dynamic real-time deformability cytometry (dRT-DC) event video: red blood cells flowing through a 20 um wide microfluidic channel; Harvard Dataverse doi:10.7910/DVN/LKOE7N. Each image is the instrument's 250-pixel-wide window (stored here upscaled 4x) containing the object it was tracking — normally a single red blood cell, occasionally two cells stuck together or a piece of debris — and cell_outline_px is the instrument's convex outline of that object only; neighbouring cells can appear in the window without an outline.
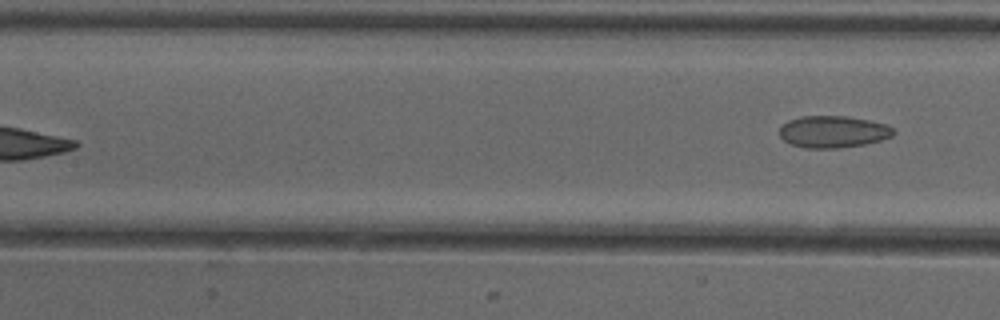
{"species": "common noctule bat (a hibernating species)", "species_latin": "Nyctalus noctula", "temperature_condition": "cold", "stored_images_in_passage": 7, "segment_of_instrument_passage": [2, 2], "camera_frame_rate_fps": 3000, "um_per_image_px": 0.085, "animal": {"sex": "female"}, "frame": {"image": 1, "passage_image": 7, "time_ms": 7.0, "image_size_px": [1000, 320], "cell_outline_px": [[896, 132], [892, 136], [880, 140], [864, 144], [840, 148], [804, 148], [792, 144], [784, 140], [780, 136], [780, 128], [788, 120], [800, 116], [848, 116], [868, 120], [884, 124], [892, 128]], "centroid_in_image_um": [70.8, 11.19], "position_along_channel_um": 136.6, "area_um2": 21.1}}